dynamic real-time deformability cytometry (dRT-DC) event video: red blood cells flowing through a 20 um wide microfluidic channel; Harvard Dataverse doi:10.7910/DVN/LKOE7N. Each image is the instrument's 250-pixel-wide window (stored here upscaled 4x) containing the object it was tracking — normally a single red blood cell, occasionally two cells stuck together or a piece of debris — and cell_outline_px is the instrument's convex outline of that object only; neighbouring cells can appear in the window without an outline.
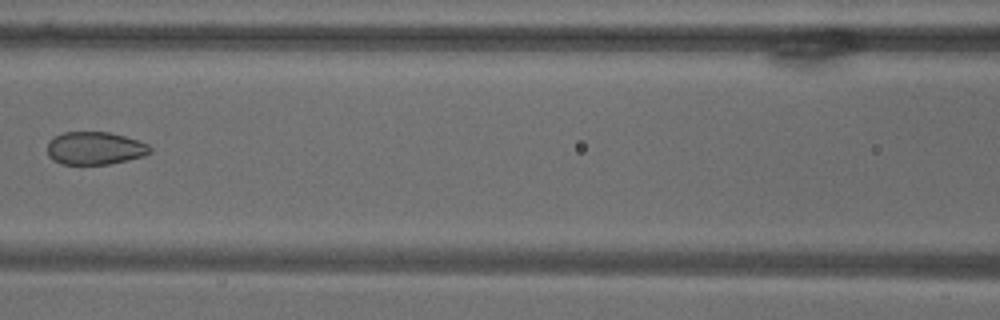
{"species": "common noctule bat (a hibernating species)", "species_latin": "Nyctalus noctula", "temperature_condition": "warm", "stored_images_in_passage": 12, "camera_frame_rate_fps": 3000, "um_per_image_px": 0.085, "animal": {"sex": "male", "body_mass_g": 18.8}, "frame": {"image": 1, "passage_image": 9, "time_ms": 10.667, "image_size_px": [1000, 320], "cell_outline_px": [[152, 152], [144, 156], [128, 160], [108, 164], [60, 164], [52, 160], [48, 156], [48, 140], [64, 132], [108, 132], [124, 136], [148, 144], [152, 148]], "centroid_in_image_um": [8.06, 12.61], "position_along_channel_um": 158.5, "area_um2": 19.71}}
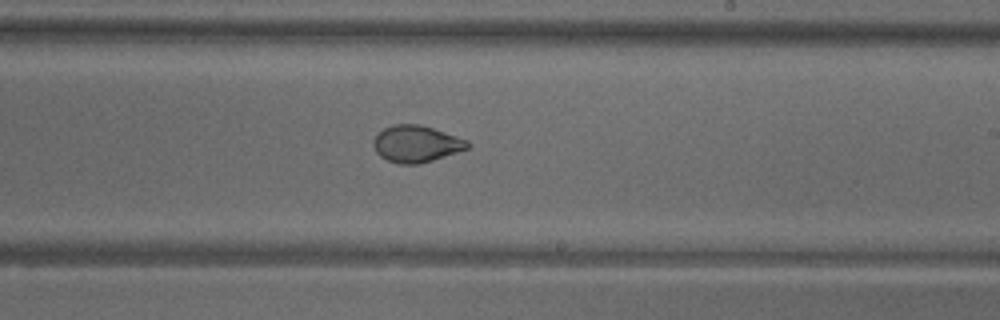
{"frame": {"image": 2, "passage_image": 12, "time_ms": 14.0, "image_size_px": [1000, 320], "cell_outline_px": [[472, 144], [468, 148], [432, 160], [416, 164], [400, 164], [388, 160], [380, 156], [376, 152], [372, 144], [372, 140], [376, 132], [392, 124], [420, 124], [468, 140]], "centroid_in_image_um": [35.33, 12.21], "position_along_channel_um": 253.7, "area_um2": 20.17}}